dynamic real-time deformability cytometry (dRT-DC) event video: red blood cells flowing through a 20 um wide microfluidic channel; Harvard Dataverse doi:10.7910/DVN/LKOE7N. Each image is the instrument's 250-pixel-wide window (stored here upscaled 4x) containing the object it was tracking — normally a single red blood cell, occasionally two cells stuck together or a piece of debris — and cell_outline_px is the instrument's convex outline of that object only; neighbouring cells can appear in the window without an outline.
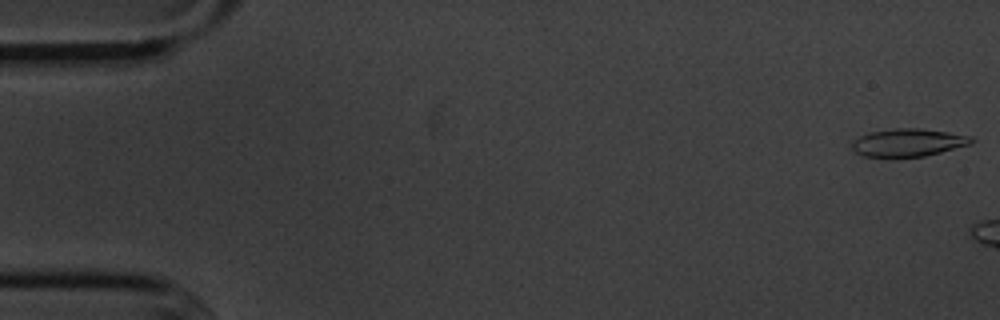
{"species": "common noctule bat (a hibernating species)", "species_latin": "Nyctalus noctula", "temperature_condition": "cold", "stored_images_in_passage": 12, "camera_frame_rate_fps": 3000, "um_per_image_px": 0.085, "animal": {"sex": "male", "body_mass_g": 20.1, "forearm_length_mm": 53.5}, "frame": {"image": 1, "passage_image": 1, "time_ms": 0.0, "image_size_px": [1000, 320], "cell_outline_px": [[976, 140], [972, 144], [924, 156], [864, 156], [852, 152], [852, 140], [868, 132], [896, 128], [920, 128], [948, 132], [972, 136]], "centroid_in_image_um": [77.2, 12.1], "position_along_channel_um": 7.8, "area_um2": 19.36}}